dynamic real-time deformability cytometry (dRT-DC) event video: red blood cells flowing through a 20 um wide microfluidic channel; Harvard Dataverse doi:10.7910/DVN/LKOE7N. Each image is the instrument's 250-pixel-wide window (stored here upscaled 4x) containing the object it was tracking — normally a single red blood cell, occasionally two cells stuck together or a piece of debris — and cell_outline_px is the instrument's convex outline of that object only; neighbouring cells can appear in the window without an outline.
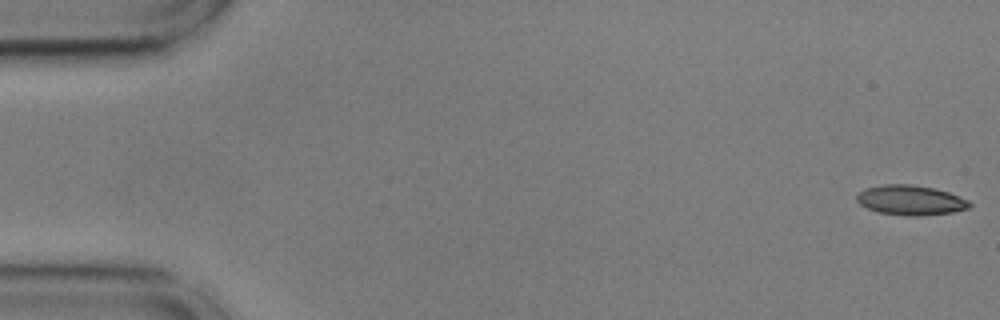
{"species": "common noctule bat (a hibernating species)", "species_latin": "Nyctalus noctula", "temperature_condition": "cold", "stored_images_in_passage": 16, "camera_frame_rate_fps": 3000, "um_per_image_px": 0.085, "animal": {"sex": "male", "body_mass_g": 17.9, "forearm_length_mm": 54.2}, "frame": {"image": 1, "passage_image": 1, "time_ms": 0.0, "image_size_px": [1000, 320], "cell_outline_px": [[972, 204], [968, 208], [952, 212], [920, 216], [908, 216], [880, 212], [868, 208], [860, 204], [856, 200], [856, 196], [864, 188], [884, 184], [912, 184], [936, 188], [948, 192], [968, 200]], "centroid_in_image_um": [77.4, 17.0], "position_along_channel_um": 7.6, "area_um2": 19.59}}
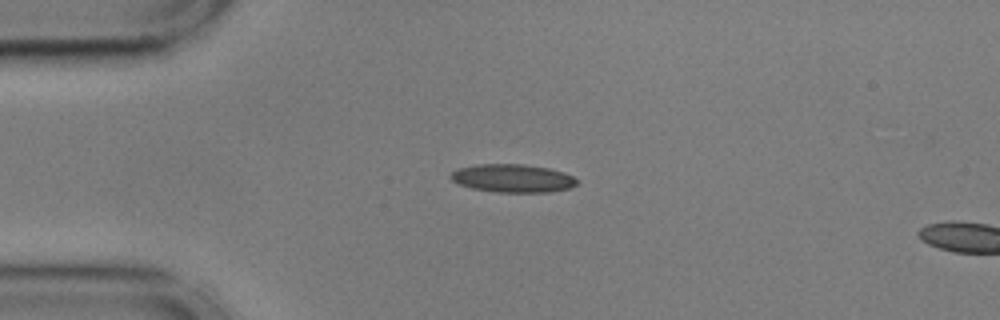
{"frame": {"image": 2, "passage_image": 13, "time_ms": 4.0, "image_size_px": [1000, 320], "cell_outline_px": [[580, 180], [576, 184], [568, 188], [548, 192], [496, 192], [472, 188], [460, 184], [452, 180], [448, 176], [452, 172], [460, 168], [476, 164], [524, 164], [548, 168], [564, 172]], "centroid_in_image_um": [43.58, 15.15], "position_along_channel_um": 41.4, "area_um2": 20.63}}